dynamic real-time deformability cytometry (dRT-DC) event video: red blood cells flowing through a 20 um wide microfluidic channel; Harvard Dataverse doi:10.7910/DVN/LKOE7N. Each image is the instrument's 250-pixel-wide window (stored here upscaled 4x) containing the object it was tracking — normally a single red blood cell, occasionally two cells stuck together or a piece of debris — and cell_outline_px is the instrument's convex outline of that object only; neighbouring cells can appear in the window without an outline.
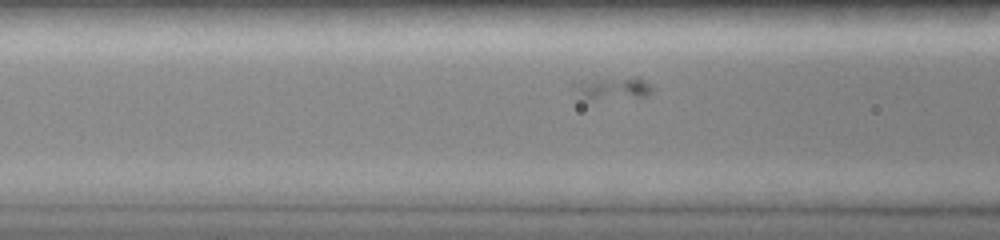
{"species": "common noctule bat (a hibernating species)", "species_latin": "Nyctalus noctula", "temperature_condition": "room temperature", "stored_images_in_passage": 10, "camera_frame_rate_fps": 3000, "um_per_image_px": 0.085, "animal": {"sex": "female", "body_mass_g": 19.0, "forearm_length_mm": 51.5}, "frame": {"image": 1, "passage_image": 6, "time_ms": 2.0, "image_size_px": [1000, 240], "cell_outline_px": [[656, 88], [648, 96], [592, 100], [584, 96], [572, 84], [572, 80], [636, 76], [640, 76], [652, 84]], "centroid_in_image_um": [52.2, 7.45], "position_along_channel_um": 114.4, "area_um2": 10.75}}